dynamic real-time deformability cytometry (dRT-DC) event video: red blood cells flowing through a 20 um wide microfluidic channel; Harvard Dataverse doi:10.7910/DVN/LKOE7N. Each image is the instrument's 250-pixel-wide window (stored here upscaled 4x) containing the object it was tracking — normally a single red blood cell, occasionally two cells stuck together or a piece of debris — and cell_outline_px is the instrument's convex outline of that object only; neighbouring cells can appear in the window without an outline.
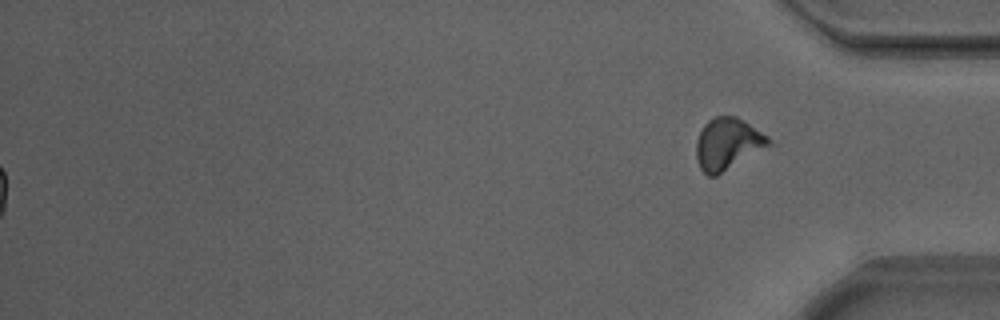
{"species": "Egyptian fruit bat (a non-hibernating species)", "species_latin": "Rousettus aegyptiacus", "temperature_condition": "warm", "stored_images_in_passage": 54, "segment_of_instrument_passage": [2, 2], "camera_frame_rate_fps": 3000, "um_per_image_px": 0.085, "animal": {"sex": "male"}, "frame": {"image": 1, "passage_image": 54, "time_ms": 17.667, "image_size_px": [1000, 320], "cell_outline_px": [[772, 144], [716, 176], [708, 176], [700, 168], [696, 156], [696, 140], [704, 124], [708, 120], [716, 116], [736, 116], [744, 120], [768, 136], [772, 140]], "centroid_in_image_um": [61.85, 12.22], "position_along_channel_um": 373.4, "area_um2": 21.79}}